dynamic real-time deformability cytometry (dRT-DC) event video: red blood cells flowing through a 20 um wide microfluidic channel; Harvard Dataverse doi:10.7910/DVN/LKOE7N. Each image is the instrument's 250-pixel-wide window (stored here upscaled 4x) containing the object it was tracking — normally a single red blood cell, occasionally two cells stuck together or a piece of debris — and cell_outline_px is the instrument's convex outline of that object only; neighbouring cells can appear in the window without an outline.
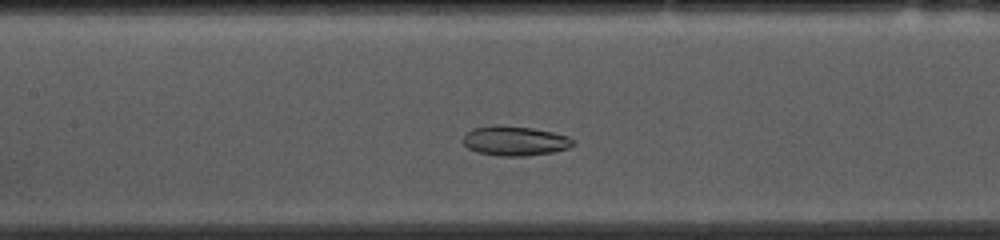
{"species": "common noctule bat (a hibernating species)", "species_latin": "Nyctalus noctula", "temperature_condition": "cold", "stored_images_in_passage": 38, "camera_frame_rate_fps": 3000, "um_per_image_px": 0.085, "animal": {"sex": "female", "body_mass_g": 10.0, "forearm_length_mm": 53.1}, "frame": {"image": 1, "passage_image": 18, "time_ms": 5.667, "image_size_px": [1000, 240], "cell_outline_px": [[576, 144], [568, 148], [552, 152], [528, 156], [500, 156], [476, 152], [468, 148], [464, 144], [464, 136], [472, 128], [492, 124], [500, 124], [532, 128], [552, 132], [568, 136], [576, 140]], "centroid_in_image_um": [43.78, 11.96], "position_along_channel_um": 163.6, "area_um2": 19.25}}
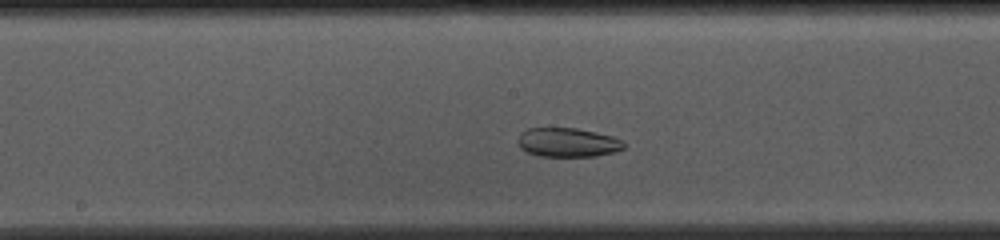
{"frame": {"image": 2, "passage_image": 21, "time_ms": 6.667, "image_size_px": [1000, 240], "cell_outline_px": [[628, 144], [624, 148], [616, 152], [596, 156], [536, 156], [520, 148], [520, 132], [528, 128], [576, 128], [596, 132], [612, 136], [624, 140]], "centroid_in_image_um": [48.33, 12.11], "position_along_channel_um": 199.9, "area_um2": 18.09}}
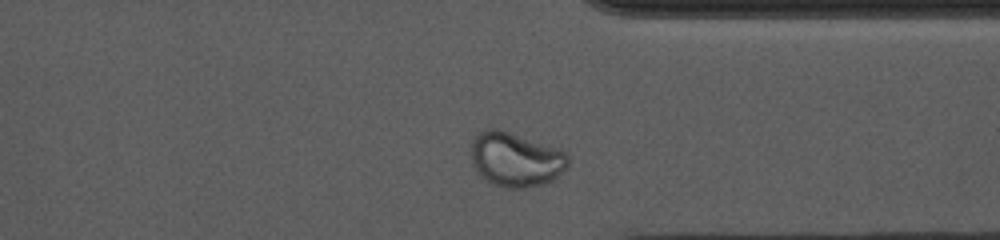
{"frame": {"image": 3, "passage_image": 35, "time_ms": 11.333, "image_size_px": [1000, 240], "cell_outline_px": [[568, 164], [552, 180], [544, 184], [524, 188], [508, 188], [496, 184], [480, 176], [472, 164], [472, 140], [480, 132], [488, 128], [500, 128], [556, 148], [564, 152], [568, 156]], "centroid_in_image_um": [43.8, 13.54], "position_along_channel_um": 367.6, "area_um2": 30.35}}